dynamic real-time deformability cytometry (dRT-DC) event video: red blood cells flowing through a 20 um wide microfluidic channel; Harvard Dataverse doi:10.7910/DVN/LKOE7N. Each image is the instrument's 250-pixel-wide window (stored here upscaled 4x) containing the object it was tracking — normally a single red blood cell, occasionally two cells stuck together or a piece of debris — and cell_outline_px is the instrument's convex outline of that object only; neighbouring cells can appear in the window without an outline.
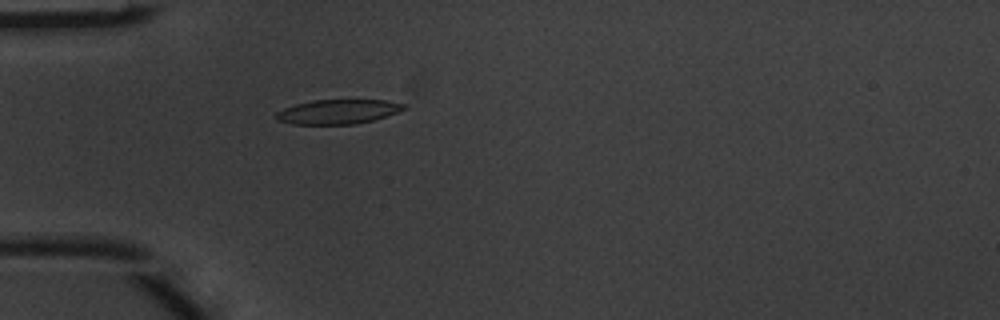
{"species": "common noctule bat (a hibernating species)", "species_latin": "Nyctalus noctula", "temperature_condition": "warm", "stored_images_in_passage": 4, "camera_frame_rate_fps": 3000, "um_per_image_px": 0.085, "animal": {"sex": "male", "body_mass_g": 20.1, "forearm_length_mm": 53.5}, "frame": {"image": 1, "passage_image": 4, "time_ms": 1.0, "image_size_px": [1000, 320], "cell_outline_px": [[408, 108], [372, 120], [356, 124], [292, 124], [276, 120], [276, 112], [284, 108], [296, 104], [312, 100], [384, 100], [408, 104]], "centroid_in_image_um": [28.73, 9.49], "position_along_channel_um": 56.3, "area_um2": 18.15}}